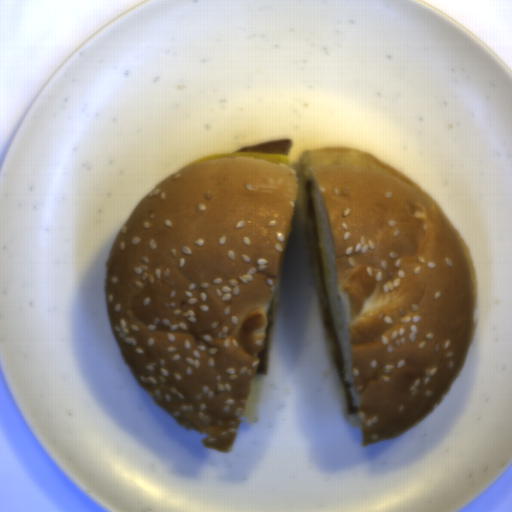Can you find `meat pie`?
<instances>
[{
  "instance_id": "meat-pie-1",
  "label": "meat pie",
  "mask_w": 512,
  "mask_h": 512,
  "mask_svg": "<svg viewBox=\"0 0 512 512\" xmlns=\"http://www.w3.org/2000/svg\"><path fill=\"white\" fill-rule=\"evenodd\" d=\"M303 192L305 235L313 271L321 320L336 367L346 411L348 415H351L355 414L357 409L356 407L353 406V399L350 395L351 385L348 382H346V366L333 318L321 257L319 253L314 206L315 182L312 179L305 181Z\"/></svg>"
},
{
  "instance_id": "meat-pie-2",
  "label": "meat pie",
  "mask_w": 512,
  "mask_h": 512,
  "mask_svg": "<svg viewBox=\"0 0 512 512\" xmlns=\"http://www.w3.org/2000/svg\"><path fill=\"white\" fill-rule=\"evenodd\" d=\"M279 299L278 295L274 296L271 305L266 314L267 317V328L265 329L266 339L263 350L257 354L259 363L255 371V375H266L269 372L270 363V344H271V332L276 323L277 311H278Z\"/></svg>"
},
{
  "instance_id": "meat-pie-3",
  "label": "meat pie",
  "mask_w": 512,
  "mask_h": 512,
  "mask_svg": "<svg viewBox=\"0 0 512 512\" xmlns=\"http://www.w3.org/2000/svg\"><path fill=\"white\" fill-rule=\"evenodd\" d=\"M292 148L291 140L274 139L261 143H256L248 147L242 148L237 152H259L288 155ZM236 153V152H235Z\"/></svg>"
}]
</instances>
